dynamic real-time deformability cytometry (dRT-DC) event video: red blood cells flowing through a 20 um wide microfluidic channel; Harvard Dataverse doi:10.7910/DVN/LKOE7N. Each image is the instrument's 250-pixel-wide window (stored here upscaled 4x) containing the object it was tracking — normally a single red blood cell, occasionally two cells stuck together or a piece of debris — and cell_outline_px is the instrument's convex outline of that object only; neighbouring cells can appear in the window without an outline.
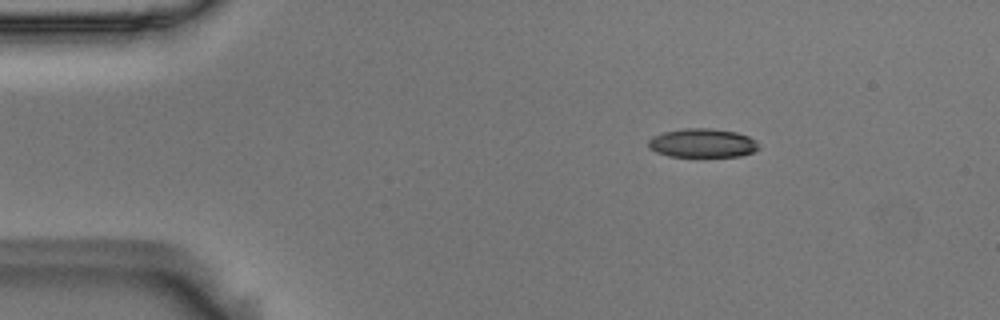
{"species": "Egyptian fruit bat (a non-hibernating species)", "species_latin": "Rousettus aegyptiacus", "temperature_condition": "room temperature", "stored_images_in_passage": 3, "camera_frame_rate_fps": 3000, "um_per_image_px": 0.085, "animal": {"sex": "male"}, "frame": {"image": 1, "passage_image": 1, "time_ms": 0.0, "image_size_px": [1000, 320], "cell_outline_px": [[760, 148], [756, 152], [740, 156], [668, 156], [656, 152], [648, 148], [648, 140], [652, 136], [664, 132], [684, 128], [712, 128], [736, 132], [748, 136], [756, 140]], "centroid_in_image_um": [59.72, 12.16], "position_along_channel_um": 25.3, "area_um2": 18.73}}